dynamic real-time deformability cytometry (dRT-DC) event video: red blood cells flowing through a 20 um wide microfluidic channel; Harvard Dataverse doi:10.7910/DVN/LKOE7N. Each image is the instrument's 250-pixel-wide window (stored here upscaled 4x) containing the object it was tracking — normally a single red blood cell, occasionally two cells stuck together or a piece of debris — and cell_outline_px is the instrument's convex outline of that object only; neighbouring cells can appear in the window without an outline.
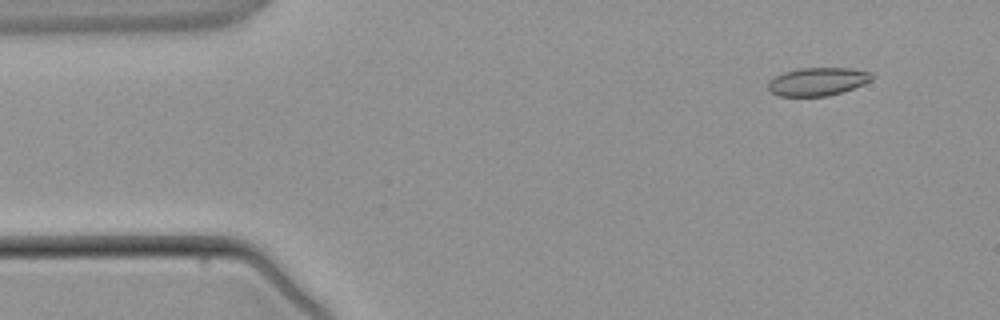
{"species": "common noctule bat (a hibernating species)", "species_latin": "Nyctalus noctula", "temperature_condition": "warm", "stored_images_in_passage": 4, "camera_frame_rate_fps": 3000, "um_per_image_px": 0.085, "animal": {"sex": "male", "body_mass_g": 21.5, "forearm_length_mm": 52.0}, "frame": {"image": 1, "passage_image": 2, "time_ms": 1.0, "image_size_px": [1000, 320], "cell_outline_px": [[872, 80], [852, 88], [828, 96], [780, 96], [772, 92], [768, 88], [768, 84], [776, 76], [784, 72], [800, 68], [852, 68], [872, 72]], "centroid_in_image_um": [69.52, 6.92], "position_along_channel_um": 15.5, "area_um2": 16.76}}
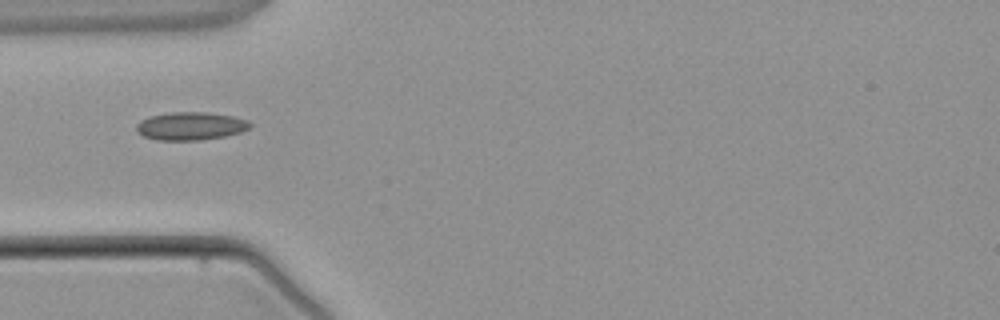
{"frame": {"image": 2, "passage_image": 4, "time_ms": 4.0, "image_size_px": [1000, 320], "cell_outline_px": [[252, 124], [248, 128], [240, 132], [224, 136], [200, 140], [156, 140], [144, 136], [136, 132], [136, 124], [140, 120], [148, 116], [168, 112], [204, 112], [232, 116], [248, 120]], "centroid_in_image_um": [16.15, 10.71], "position_along_channel_um": 68.9, "area_um2": 18.61}}